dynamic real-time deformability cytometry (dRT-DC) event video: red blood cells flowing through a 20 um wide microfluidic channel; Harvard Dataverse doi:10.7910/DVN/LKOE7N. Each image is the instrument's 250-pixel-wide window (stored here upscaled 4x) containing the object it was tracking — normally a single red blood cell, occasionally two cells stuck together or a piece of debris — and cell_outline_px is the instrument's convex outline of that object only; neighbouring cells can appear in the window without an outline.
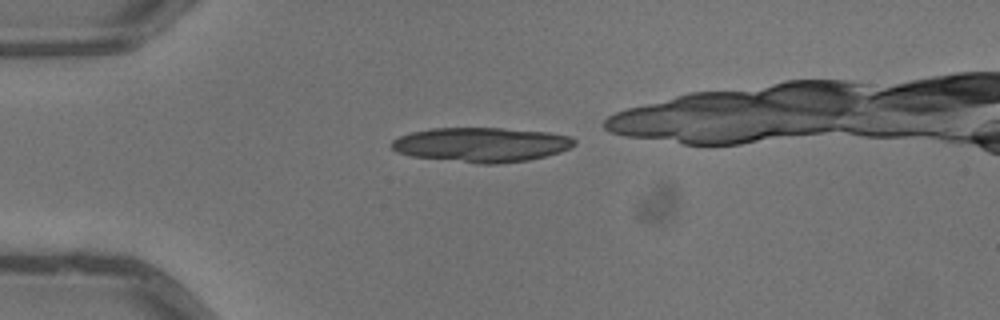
{"species": "common noctule bat (a hibernating species)", "species_latin": "Nyctalus noctula", "temperature_condition": "warm", "stored_images_in_passage": 5, "camera_frame_rate_fps": 3000, "um_per_image_px": 0.085, "animal": {"sex": "male", "body_mass_g": 13.3}, "frame": {"image": 1, "passage_image": 1, "time_ms": 0.0, "image_size_px": [1000, 320], "cell_outline_px": [[576, 144], [560, 152], [528, 160], [496, 164], [476, 164], [412, 156], [396, 152], [392, 148], [392, 140], [400, 136], [412, 132], [432, 128], [500, 128], [548, 132], [572, 136], [576, 140]], "centroid_in_image_um": [40.92, 12.3], "position_along_channel_um": 44.1, "area_um2": 36.88}}